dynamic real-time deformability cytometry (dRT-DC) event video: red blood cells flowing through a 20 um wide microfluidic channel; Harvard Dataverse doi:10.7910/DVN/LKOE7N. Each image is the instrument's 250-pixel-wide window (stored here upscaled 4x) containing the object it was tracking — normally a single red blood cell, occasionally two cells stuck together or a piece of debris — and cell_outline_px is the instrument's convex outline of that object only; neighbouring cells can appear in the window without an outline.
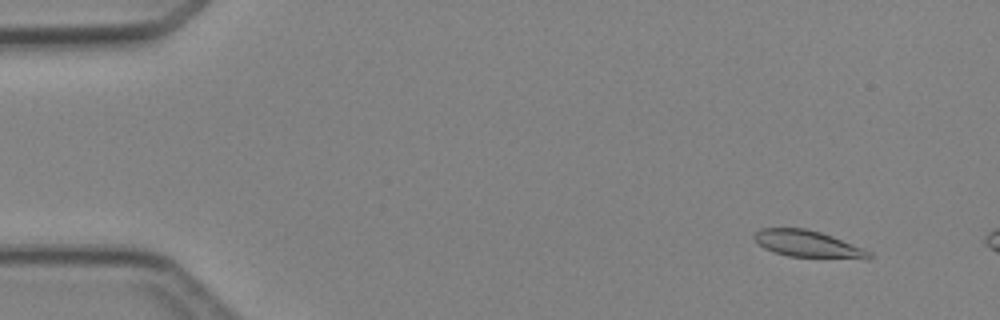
{"species": "Egyptian fruit bat (a non-hibernating species)", "species_latin": "Rousettus aegyptiacus", "temperature_condition": "cold", "stored_images_in_passage": 4, "camera_frame_rate_fps": 3000, "um_per_image_px": 0.085, "animal": {"sex": "female"}, "frame": {"image": 1, "passage_image": 2, "time_ms": 1.0, "image_size_px": [1000, 320], "cell_outline_px": [[872, 256], [868, 260], [788, 256], [772, 252], [756, 244], [752, 236], [760, 228], [804, 228], [820, 232], [832, 236], [872, 252]], "centroid_in_image_um": [68.66, 20.76], "position_along_channel_um": 16.3, "area_um2": 18.26}}